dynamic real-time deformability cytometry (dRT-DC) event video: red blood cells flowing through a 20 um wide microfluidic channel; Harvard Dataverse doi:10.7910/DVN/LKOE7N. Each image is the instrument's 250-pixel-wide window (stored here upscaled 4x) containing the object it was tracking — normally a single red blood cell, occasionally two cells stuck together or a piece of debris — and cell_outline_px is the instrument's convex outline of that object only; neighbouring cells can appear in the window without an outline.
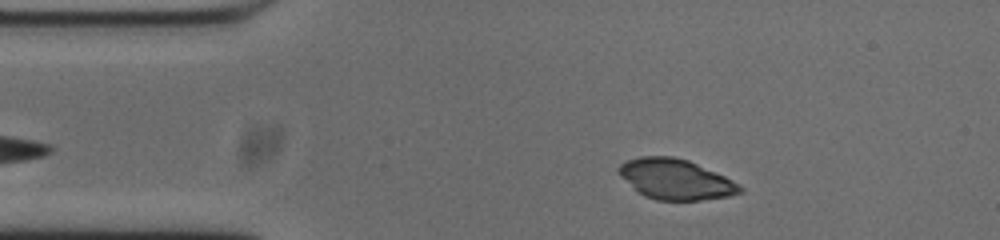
{"species": "common noctule bat (a hibernating species)", "species_latin": "Nyctalus noctula", "temperature_condition": "cold", "stored_images_in_passage": 44, "camera_frame_rate_fps": 3000, "um_per_image_px": 0.085, "animal": {"sex": "male", "body_mass_g": 20.0, "forearm_length_mm": 53.3}, "frame": {"image": 1, "passage_image": 5, "time_ms": 1.333, "image_size_px": [1000, 240], "cell_outline_px": [[744, 192], [728, 196], [700, 200], [656, 200], [644, 196], [620, 176], [616, 168], [620, 164], [628, 160], [640, 156], [672, 156], [688, 160], [724, 176], [732, 180], [744, 188]], "centroid_in_image_um": [57.42, 15.24], "position_along_channel_um": 27.6, "area_um2": 28.32}}
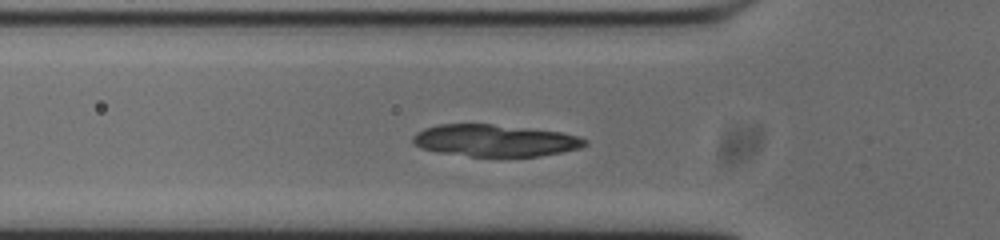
{"frame": {"image": 2, "passage_image": 13, "time_ms": 4.0, "image_size_px": [1000, 240], "cell_outline_px": [[588, 144], [580, 148], [560, 152], [536, 156], [472, 156], [436, 152], [420, 148], [412, 140], [412, 136], [416, 132], [424, 128], [440, 124], [492, 124], [560, 132], [576, 136], [588, 140]], "centroid_in_image_um": [42.03, 11.94], "position_along_channel_um": 83.8, "area_um2": 31.79}}